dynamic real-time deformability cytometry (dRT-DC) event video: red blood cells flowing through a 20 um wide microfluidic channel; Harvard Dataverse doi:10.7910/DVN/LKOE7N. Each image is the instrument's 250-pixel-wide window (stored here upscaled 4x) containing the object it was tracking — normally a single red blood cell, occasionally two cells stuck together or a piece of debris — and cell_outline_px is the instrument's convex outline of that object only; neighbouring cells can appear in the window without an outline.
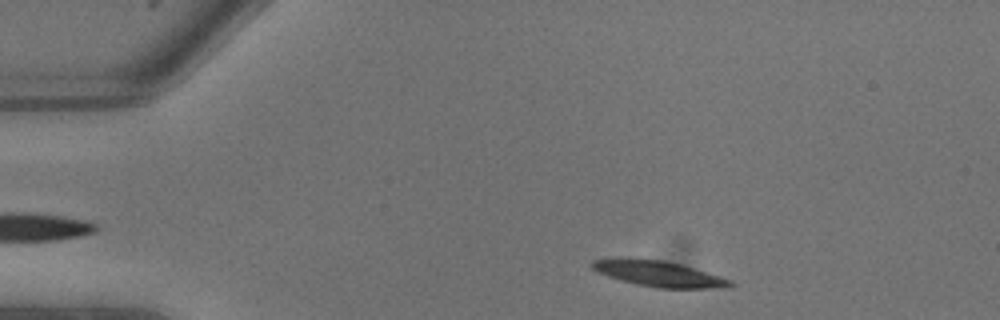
{"species": "common noctule bat (a hibernating species)", "species_latin": "Nyctalus noctula", "temperature_condition": "warm", "stored_images_in_passage": 8, "camera_frame_rate_fps": 3000, "um_per_image_px": 0.085, "animal": {"sex": "male", "body_mass_g": 13.3}, "frame": {"image": 1, "passage_image": 1, "time_ms": 0.0, "image_size_px": [1000, 320], "cell_outline_px": [[736, 284], [728, 288], [656, 288], [636, 284], [620, 280], [608, 276], [592, 268], [588, 264], [592, 260], [660, 260], [680, 264], [732, 280]], "centroid_in_image_um": [56.08, 23.31], "position_along_channel_um": 28.9, "area_um2": 20.0}}
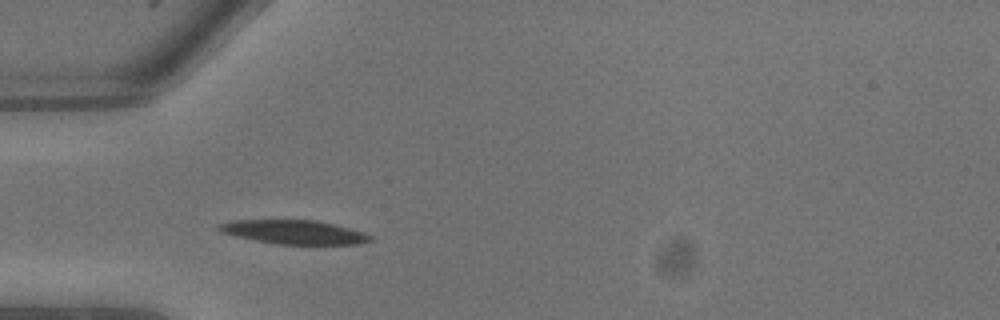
{"frame": {"image": 2, "passage_image": 4, "time_ms": 1.0, "image_size_px": [1000, 320], "cell_outline_px": [[372, 240], [356, 244], [276, 244], [236, 236], [220, 232], [216, 228], [220, 224], [232, 220], [316, 220], [364, 232], [372, 236]], "centroid_in_image_um": [24.97, 19.72], "position_along_channel_um": 60.0, "area_um2": 20.87}}
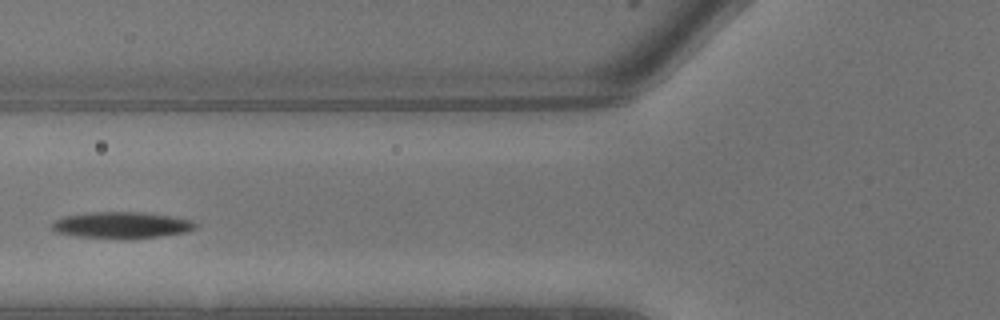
{"frame": {"image": 3, "passage_image": 6, "time_ms": 1.667, "image_size_px": [1000, 320], "cell_outline_px": [[200, 224], [196, 228], [188, 232], [160, 236], [76, 236], [56, 232], [52, 228], [52, 224], [56, 220], [64, 216], [88, 212], [144, 212], [172, 216], [192, 220]], "centroid_in_image_um": [10.4, 19.08], "position_along_channel_um": 115.4, "area_um2": 21.33}}